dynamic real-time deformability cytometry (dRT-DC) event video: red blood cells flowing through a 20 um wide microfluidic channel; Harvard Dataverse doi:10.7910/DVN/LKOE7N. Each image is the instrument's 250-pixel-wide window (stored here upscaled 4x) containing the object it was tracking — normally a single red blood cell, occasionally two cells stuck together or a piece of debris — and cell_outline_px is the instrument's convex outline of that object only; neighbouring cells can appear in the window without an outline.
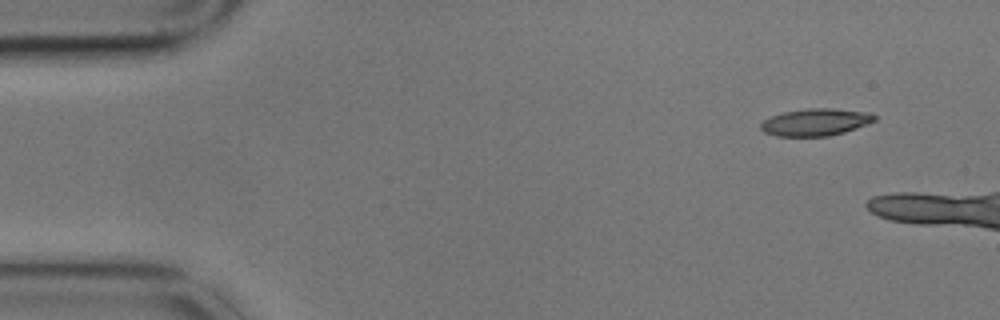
{"species": "common noctule bat (a hibernating species)", "species_latin": "Nyctalus noctula", "temperature_condition": "cold", "stored_images_in_passage": 3, "camera_frame_rate_fps": 3000, "um_per_image_px": 0.085, "animal": {"sex": "male", "body_mass_g": 17.9}, "frame": {"image": 1, "passage_image": 1, "time_ms": 0.0, "image_size_px": [1000, 320], "cell_outline_px": [[876, 120], [856, 128], [844, 132], [828, 136], [776, 136], [764, 132], [760, 128], [760, 124], [764, 120], [772, 116], [784, 112], [808, 108], [832, 108], [872, 112], [876, 116]], "centroid_in_image_um": [69.34, 10.38], "position_along_channel_um": 15.7, "area_um2": 18.03}}